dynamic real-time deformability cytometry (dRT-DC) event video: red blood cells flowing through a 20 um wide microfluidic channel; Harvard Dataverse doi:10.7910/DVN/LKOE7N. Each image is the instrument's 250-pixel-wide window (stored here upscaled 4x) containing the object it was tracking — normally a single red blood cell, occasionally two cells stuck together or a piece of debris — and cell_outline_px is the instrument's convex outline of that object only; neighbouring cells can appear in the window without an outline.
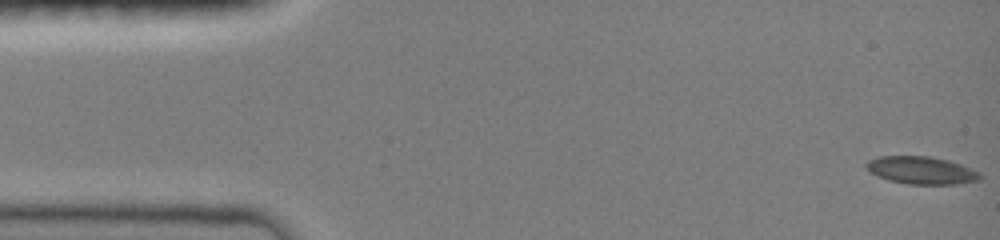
{"species": "common noctule bat (a hibernating species)", "species_latin": "Nyctalus noctula", "temperature_condition": "room temperature", "stored_images_in_passage": 38, "camera_frame_rate_fps": 3000, "um_per_image_px": 0.085, "animal": {"sex": "female", "body_mass_g": 19.0, "forearm_length_mm": 51.5}, "frame": {"image": 1, "passage_image": 1, "time_ms": 0.0, "image_size_px": [1000, 240], "cell_outline_px": [[980, 180], [956, 184], [908, 184], [888, 180], [876, 176], [864, 164], [868, 160], [880, 156], [928, 156], [948, 160], [960, 164], [980, 172]], "centroid_in_image_um": [78.31, 14.47], "position_along_channel_um": 6.7, "area_um2": 18.21}}
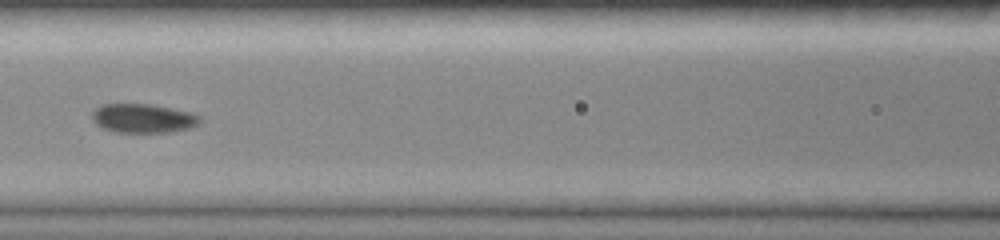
{"frame": {"image": 2, "passage_image": 16, "time_ms": 6.667, "image_size_px": [1000, 240], "cell_outline_px": [[200, 120], [196, 124], [188, 128], [168, 132], [116, 132], [104, 128], [96, 124], [92, 120], [92, 112], [96, 108], [104, 104], [152, 104], [192, 112], [200, 116]], "centroid_in_image_um": [12.15, 10.04], "position_along_channel_um": 154.5, "area_um2": 18.09}}
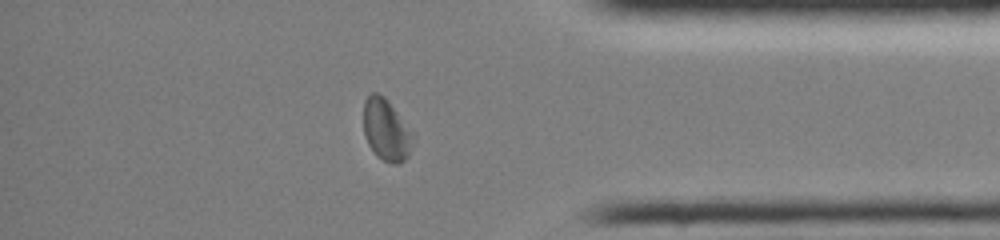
{"frame": {"image": 3, "passage_image": 32, "time_ms": 13.0, "image_size_px": [1000, 240], "cell_outline_px": [[416, 136], [408, 156], [400, 164], [392, 164], [376, 156], [368, 144], [364, 132], [364, 100], [372, 92], [380, 92], [388, 100]], "centroid_in_image_um": [32.85, 11.04], "position_along_channel_um": 402.4, "area_um2": 18.03}, "authors_computed_cell_mechanics": {"area_um2": 18.0336, "velocity_mm_per_s": 4.0585, "shape_relaxation_time_tau1_ms": 6.9469, "shape_relaxation_time_tau2_ms": 5.3865, "deformation_change_tau1": 0.1287, "deformation_change_tau2": 0.0464}}